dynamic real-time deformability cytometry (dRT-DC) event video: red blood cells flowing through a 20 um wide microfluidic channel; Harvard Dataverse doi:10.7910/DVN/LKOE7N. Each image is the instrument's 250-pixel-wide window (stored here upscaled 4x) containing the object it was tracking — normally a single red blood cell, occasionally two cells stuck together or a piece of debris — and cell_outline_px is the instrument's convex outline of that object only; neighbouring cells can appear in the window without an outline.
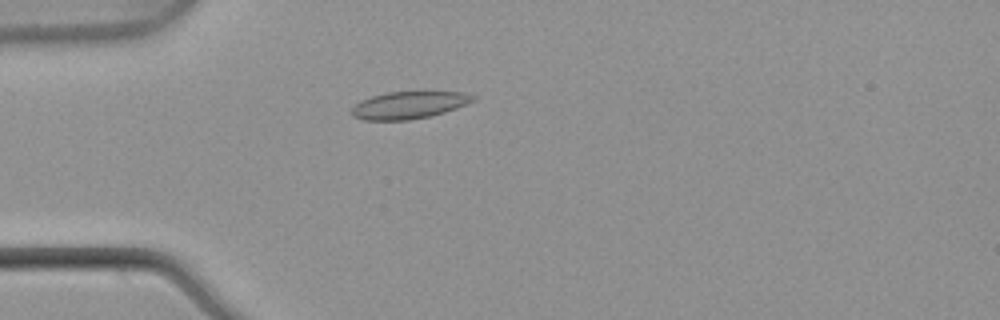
{"species": "common noctule bat (a hibernating species)", "species_latin": "Nyctalus noctula", "temperature_condition": "warm", "stored_images_in_passage": 53, "camera_frame_rate_fps": 3000, "um_per_image_px": 0.085, "animal": {"sex": "male", "body_mass_g": 21.5, "forearm_length_mm": 52.0}, "frame": {"image": 1, "passage_image": 15, "time_ms": 4.667, "image_size_px": [1000, 320], "cell_outline_px": [[476, 100], [456, 108], [444, 112], [428, 116], [408, 120], [364, 120], [352, 116], [352, 108], [360, 100], [372, 96], [388, 92], [424, 88], [464, 92], [476, 96]], "centroid_in_image_um": [34.83, 8.86], "position_along_channel_um": 50.2, "area_um2": 20.23}}
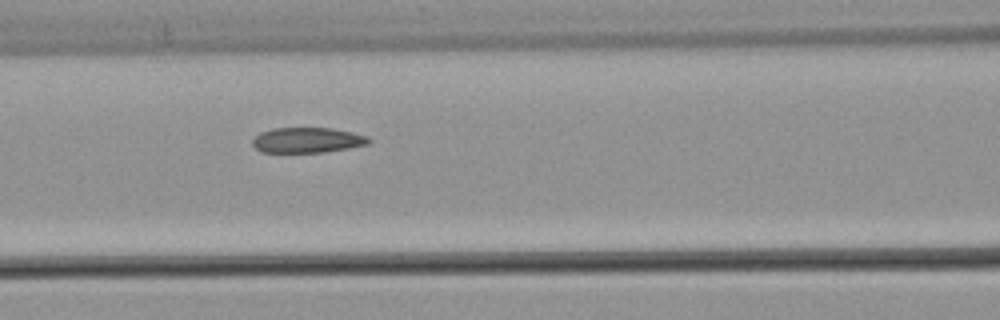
{"frame": {"image": 2, "passage_image": 23, "time_ms": 7.333, "image_size_px": [1000, 320], "cell_outline_px": [[372, 140], [368, 144], [348, 148], [324, 152], [260, 152], [252, 144], [252, 140], [260, 132], [272, 128], [332, 128], [352, 132], [368, 136]], "centroid_in_image_um": [26.12, 11.91], "position_along_channel_um": 140.5, "area_um2": 17.17}}
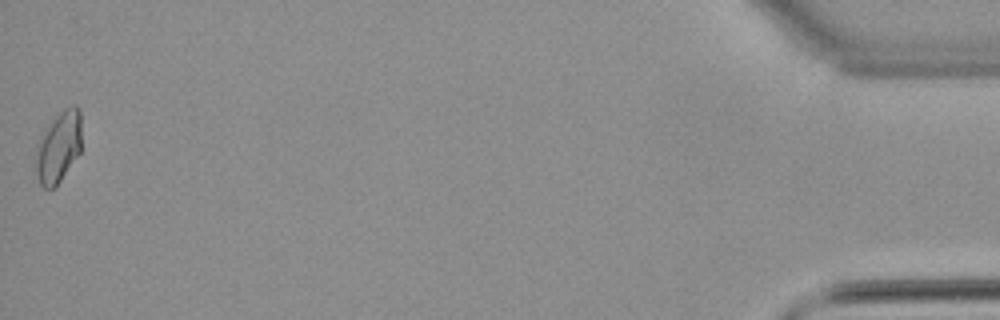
{"frame": {"image": 3, "passage_image": 53, "time_ms": 17.333, "image_size_px": [1000, 320], "cell_outline_px": [[80, 152], [56, 188], [44, 188], [40, 184], [36, 172], [36, 144], [52, 120], [64, 108], [72, 104], [76, 104], [80, 108]], "centroid_in_image_um": [4.98, 12.5], "position_along_channel_um": 430.2, "area_um2": 18.96}, "authors_computed_cell_mechanics": {"area_um2": 18.1492, "velocity_mm_per_s": 3.8661, "shape_relaxation_time_tau1_ms": null, "shape_relaxation_time_tau2_ms": 2.8076, "deformation_change_tau1": null, "deformation_change_tau2": 0.064}}